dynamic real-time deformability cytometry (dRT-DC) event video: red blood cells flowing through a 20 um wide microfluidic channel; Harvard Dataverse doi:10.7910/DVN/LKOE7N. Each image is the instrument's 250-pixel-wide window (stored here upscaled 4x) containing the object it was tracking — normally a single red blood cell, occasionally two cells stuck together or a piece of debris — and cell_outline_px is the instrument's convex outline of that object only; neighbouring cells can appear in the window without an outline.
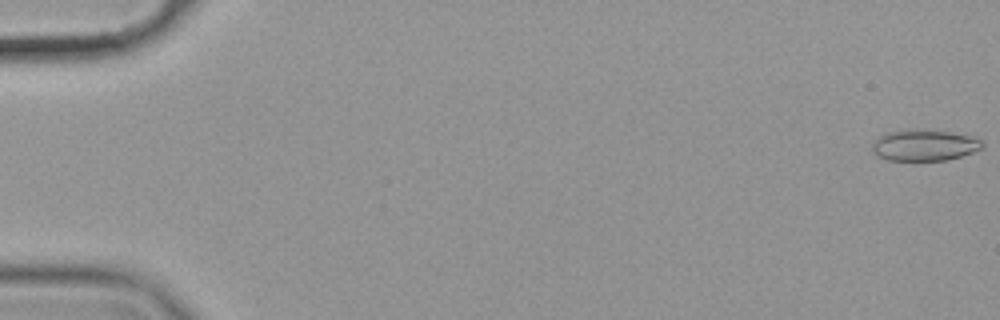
{"species": "common noctule bat (a hibernating species)", "species_latin": "Nyctalus noctula", "temperature_condition": "cold", "stored_images_in_passage": 58, "camera_frame_rate_fps": 3000, "um_per_image_px": 0.085, "animal": {"sex": "female", "body_mass_g": 19.9}, "frame": {"image": 1, "passage_image": 1, "time_ms": 0.0, "image_size_px": [1000, 320], "cell_outline_px": [[984, 148], [948, 160], [888, 160], [876, 156], [872, 152], [872, 144], [880, 136], [888, 132], [908, 128], [916, 128], [948, 132], [972, 136], [980, 140], [984, 144]], "centroid_in_image_um": [78.55, 12.33], "position_along_channel_um": 6.4, "area_um2": 20.17}}
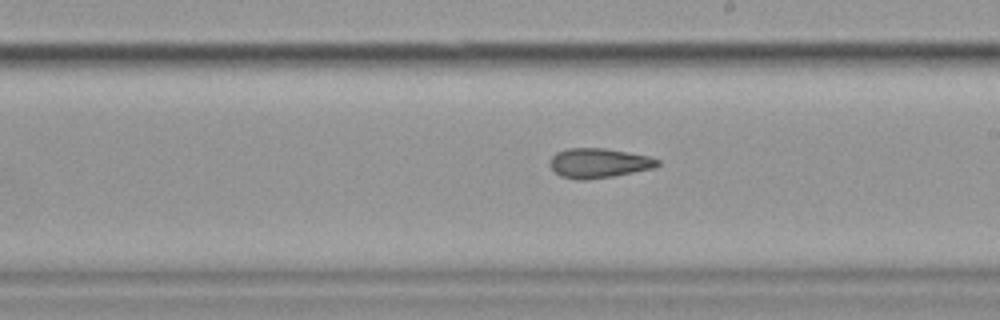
{"frame": {"image": 2, "passage_image": 34, "time_ms": 11.0, "image_size_px": [1000, 320], "cell_outline_px": [[660, 164], [652, 168], [612, 176], [584, 180], [580, 180], [560, 176], [548, 164], [552, 156], [556, 152], [568, 148], [604, 148], [628, 152], [648, 156], [660, 160]], "centroid_in_image_um": [50.86, 13.85], "position_along_channel_um": 238.1, "area_um2": 18.44}}
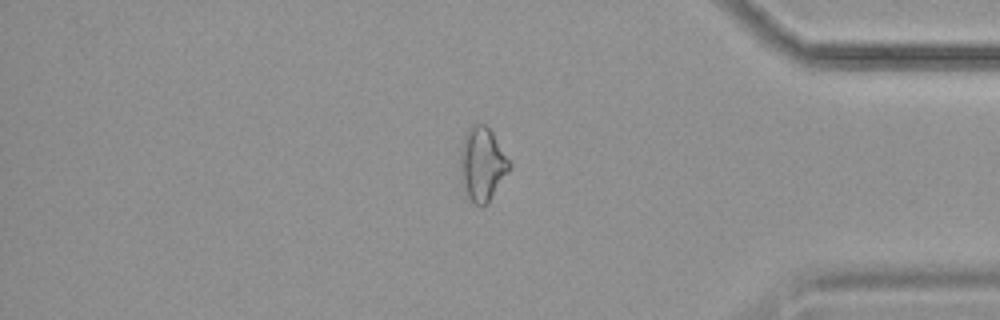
{"frame": {"image": 3, "passage_image": 49, "time_ms": 16.0, "image_size_px": [1000, 320], "cell_outline_px": [[512, 164], [508, 172], [488, 204], [480, 208], [468, 196], [460, 184], [460, 148], [464, 136], [468, 128], [472, 124], [484, 124], [492, 132]], "centroid_in_image_um": [40.97, 13.97], "position_along_channel_um": 394.2, "area_um2": 21.33}, "authors_computed_cell_mechanics": {"area_um2": 19.5364, "velocity_mm_per_s": 3.5576, "shape_relaxation_time_tau1_ms": null, "shape_relaxation_time_tau2_ms": 4.1188, "deformation_change_tau1": null, "deformation_change_tau2": 0.1153}}